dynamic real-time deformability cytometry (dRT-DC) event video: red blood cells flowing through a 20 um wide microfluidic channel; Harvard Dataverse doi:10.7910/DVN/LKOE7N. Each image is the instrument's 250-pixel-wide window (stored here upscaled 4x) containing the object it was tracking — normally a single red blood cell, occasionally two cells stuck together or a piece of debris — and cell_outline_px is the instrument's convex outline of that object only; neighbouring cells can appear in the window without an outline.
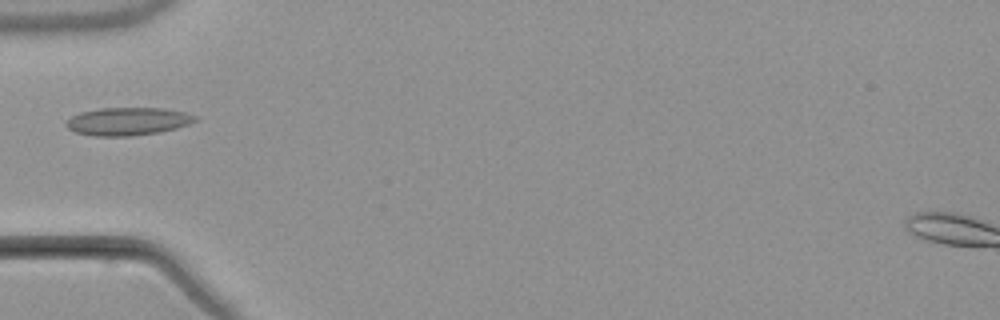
{"species": "common noctule bat (a hibernating species)", "species_latin": "Nyctalus noctula", "temperature_condition": "warm", "stored_images_in_passage": 2, "camera_frame_rate_fps": 3000, "um_per_image_px": 0.085, "animal": {"sex": "male", "body_mass_g": 21.5, "forearm_length_mm": 52.0}, "frame": {"image": 1, "passage_image": 1, "time_ms": 0.0, "image_size_px": [1000, 320], "cell_outline_px": [[196, 120], [188, 124], [176, 128], [156, 132], [128, 136], [92, 136], [76, 132], [68, 128], [64, 124], [72, 116], [80, 112], [100, 108], [164, 108], [184, 112], [196, 116]], "centroid_in_image_um": [10.82, 10.31], "position_along_channel_um": 74.2, "area_um2": 20.75}}
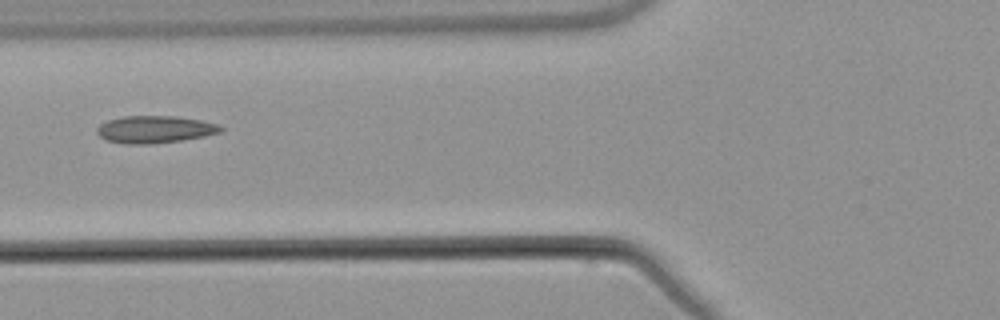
{"frame": {"image": 2, "passage_image": 2, "time_ms": 1.0, "image_size_px": [1000, 320], "cell_outline_px": [[224, 128], [220, 132], [204, 136], [180, 140], [152, 144], [124, 144], [104, 140], [96, 132], [96, 128], [100, 124], [108, 120], [124, 116], [176, 116], [200, 120], [220, 124]], "centroid_in_image_um": [13.14, 11.0], "position_along_channel_um": 112.7, "area_um2": 19.77}}